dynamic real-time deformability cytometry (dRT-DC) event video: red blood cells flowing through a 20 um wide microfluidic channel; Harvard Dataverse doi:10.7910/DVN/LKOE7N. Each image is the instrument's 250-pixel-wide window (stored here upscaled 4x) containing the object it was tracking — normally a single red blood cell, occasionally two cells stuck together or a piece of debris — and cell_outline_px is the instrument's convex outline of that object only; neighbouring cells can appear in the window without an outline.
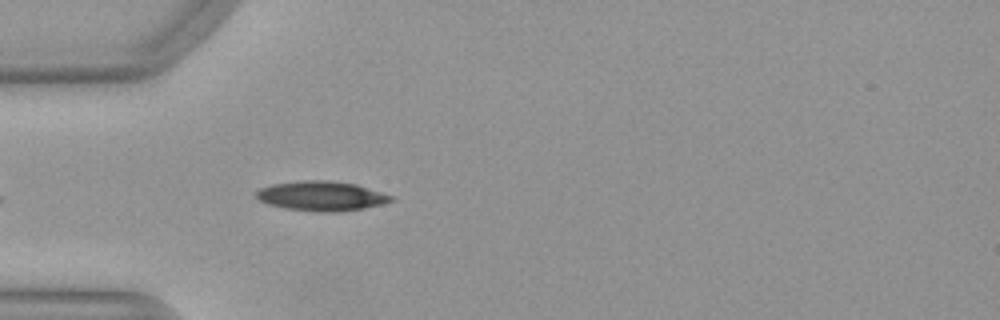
{"species": "Egyptian fruit bat (a non-hibernating species)", "species_latin": "Rousettus aegyptiacus", "temperature_condition": "warm", "stored_images_in_passage": 20, "camera_frame_rate_fps": 3000, "um_per_image_px": 0.085, "animal": {"sex": "female"}, "frame": {"image": 1, "passage_image": 1, "time_ms": 0.0, "image_size_px": [1000, 320], "cell_outline_px": [[396, 200], [364, 208], [340, 212], [320, 212], [284, 208], [268, 204], [256, 200], [252, 196], [260, 188], [272, 184], [300, 180], [332, 180], [356, 184], [396, 196]], "centroid_in_image_um": [27.31, 16.65], "position_along_channel_um": 57.7, "area_um2": 23.76}}
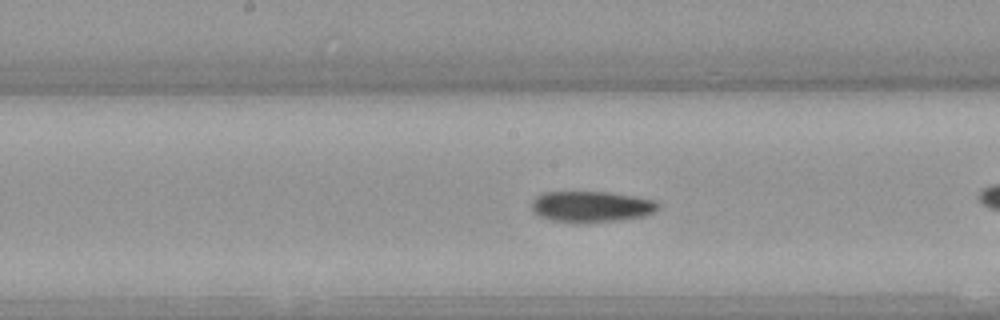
{"frame": {"image": 2, "passage_image": 9, "time_ms": 2.667, "image_size_px": [1000, 320], "cell_outline_px": [[660, 208], [644, 216], [620, 220], [580, 224], [576, 224], [548, 220], [532, 212], [532, 200], [536, 196], [544, 192], [608, 192], [656, 200], [660, 204]], "centroid_in_image_um": [50.23, 17.58], "position_along_channel_um": 198.0, "area_um2": 23.29}}
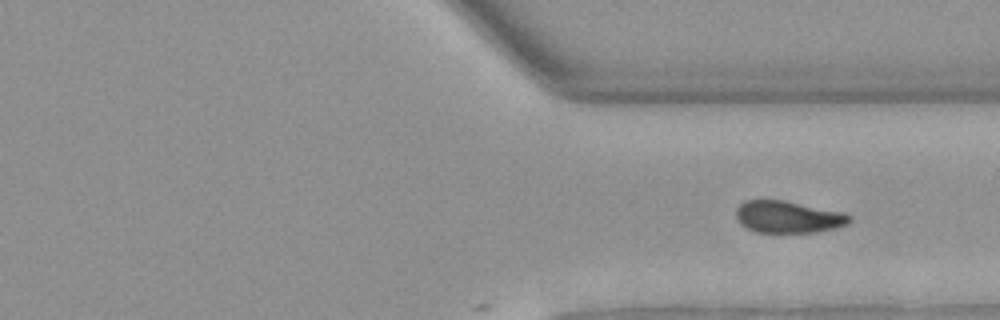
{"frame": {"image": 3, "passage_image": 20, "time_ms": 6.333, "image_size_px": [1000, 320], "cell_outline_px": [[852, 220], [848, 224], [836, 228], [816, 232], [756, 232], [744, 228], [740, 224], [736, 216], [736, 208], [744, 200], [784, 200], [844, 212], [852, 216]], "centroid_in_image_um": [67.0, 18.44], "position_along_channel_um": 344.4, "area_um2": 21.39}}